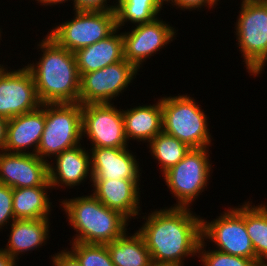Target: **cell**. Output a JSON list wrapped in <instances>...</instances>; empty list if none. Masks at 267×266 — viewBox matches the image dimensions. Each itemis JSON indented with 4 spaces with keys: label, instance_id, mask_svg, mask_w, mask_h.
<instances>
[{
    "label": "cell",
    "instance_id": "cell-1",
    "mask_svg": "<svg viewBox=\"0 0 267 266\" xmlns=\"http://www.w3.org/2000/svg\"><path fill=\"white\" fill-rule=\"evenodd\" d=\"M191 208L170 207L149 213L139 231L152 263L184 265V257L197 256L202 217Z\"/></svg>",
    "mask_w": 267,
    "mask_h": 266
},
{
    "label": "cell",
    "instance_id": "cell-2",
    "mask_svg": "<svg viewBox=\"0 0 267 266\" xmlns=\"http://www.w3.org/2000/svg\"><path fill=\"white\" fill-rule=\"evenodd\" d=\"M45 38V39H44ZM38 44L43 52L39 61L27 64L42 104L78 103L80 75L75 54L45 36Z\"/></svg>",
    "mask_w": 267,
    "mask_h": 266
},
{
    "label": "cell",
    "instance_id": "cell-3",
    "mask_svg": "<svg viewBox=\"0 0 267 266\" xmlns=\"http://www.w3.org/2000/svg\"><path fill=\"white\" fill-rule=\"evenodd\" d=\"M60 203L70 226L76 230L72 242L106 245L127 232L130 221L120 212L102 204L93 194L66 198Z\"/></svg>",
    "mask_w": 267,
    "mask_h": 266
},
{
    "label": "cell",
    "instance_id": "cell-4",
    "mask_svg": "<svg viewBox=\"0 0 267 266\" xmlns=\"http://www.w3.org/2000/svg\"><path fill=\"white\" fill-rule=\"evenodd\" d=\"M162 131L190 148H204L211 145L207 115L195 99L186 95L161 98Z\"/></svg>",
    "mask_w": 267,
    "mask_h": 266
},
{
    "label": "cell",
    "instance_id": "cell-5",
    "mask_svg": "<svg viewBox=\"0 0 267 266\" xmlns=\"http://www.w3.org/2000/svg\"><path fill=\"white\" fill-rule=\"evenodd\" d=\"M82 140V105L80 103L45 104V126L36 155L42 160L73 148ZM46 158V159H45Z\"/></svg>",
    "mask_w": 267,
    "mask_h": 266
},
{
    "label": "cell",
    "instance_id": "cell-6",
    "mask_svg": "<svg viewBox=\"0 0 267 266\" xmlns=\"http://www.w3.org/2000/svg\"><path fill=\"white\" fill-rule=\"evenodd\" d=\"M236 39L248 73L258 76L267 63V3L241 4Z\"/></svg>",
    "mask_w": 267,
    "mask_h": 266
},
{
    "label": "cell",
    "instance_id": "cell-7",
    "mask_svg": "<svg viewBox=\"0 0 267 266\" xmlns=\"http://www.w3.org/2000/svg\"><path fill=\"white\" fill-rule=\"evenodd\" d=\"M74 14L72 20L59 24L47 34L72 53L107 38L117 29L115 10H75Z\"/></svg>",
    "mask_w": 267,
    "mask_h": 266
},
{
    "label": "cell",
    "instance_id": "cell-8",
    "mask_svg": "<svg viewBox=\"0 0 267 266\" xmlns=\"http://www.w3.org/2000/svg\"><path fill=\"white\" fill-rule=\"evenodd\" d=\"M207 149L191 148L181 161L162 175L167 188L177 198L174 207H191L194 199L208 186L212 166Z\"/></svg>",
    "mask_w": 267,
    "mask_h": 266
},
{
    "label": "cell",
    "instance_id": "cell-9",
    "mask_svg": "<svg viewBox=\"0 0 267 266\" xmlns=\"http://www.w3.org/2000/svg\"><path fill=\"white\" fill-rule=\"evenodd\" d=\"M223 213L211 222L202 218V240L214 242L217 251L255 261V251L245 227V204Z\"/></svg>",
    "mask_w": 267,
    "mask_h": 266
},
{
    "label": "cell",
    "instance_id": "cell-10",
    "mask_svg": "<svg viewBox=\"0 0 267 266\" xmlns=\"http://www.w3.org/2000/svg\"><path fill=\"white\" fill-rule=\"evenodd\" d=\"M139 70L126 59L80 75L78 103H110L129 86Z\"/></svg>",
    "mask_w": 267,
    "mask_h": 266
},
{
    "label": "cell",
    "instance_id": "cell-11",
    "mask_svg": "<svg viewBox=\"0 0 267 266\" xmlns=\"http://www.w3.org/2000/svg\"><path fill=\"white\" fill-rule=\"evenodd\" d=\"M93 147L127 148L124 118L121 109L111 103L82 105V138Z\"/></svg>",
    "mask_w": 267,
    "mask_h": 266
},
{
    "label": "cell",
    "instance_id": "cell-12",
    "mask_svg": "<svg viewBox=\"0 0 267 266\" xmlns=\"http://www.w3.org/2000/svg\"><path fill=\"white\" fill-rule=\"evenodd\" d=\"M41 105L30 70L25 66L10 71L0 64V116L8 120Z\"/></svg>",
    "mask_w": 267,
    "mask_h": 266
},
{
    "label": "cell",
    "instance_id": "cell-13",
    "mask_svg": "<svg viewBox=\"0 0 267 266\" xmlns=\"http://www.w3.org/2000/svg\"><path fill=\"white\" fill-rule=\"evenodd\" d=\"M131 32H123L124 59L140 69L142 63L173 41L175 28L156 18L151 22L133 27ZM150 56V57H149Z\"/></svg>",
    "mask_w": 267,
    "mask_h": 266
},
{
    "label": "cell",
    "instance_id": "cell-14",
    "mask_svg": "<svg viewBox=\"0 0 267 266\" xmlns=\"http://www.w3.org/2000/svg\"><path fill=\"white\" fill-rule=\"evenodd\" d=\"M49 162L32 153H0V183L12 189L51 185Z\"/></svg>",
    "mask_w": 267,
    "mask_h": 266
},
{
    "label": "cell",
    "instance_id": "cell-15",
    "mask_svg": "<svg viewBox=\"0 0 267 266\" xmlns=\"http://www.w3.org/2000/svg\"><path fill=\"white\" fill-rule=\"evenodd\" d=\"M140 179H92L93 195L108 208L120 212L128 220L141 211ZM140 208V209H139Z\"/></svg>",
    "mask_w": 267,
    "mask_h": 266
},
{
    "label": "cell",
    "instance_id": "cell-16",
    "mask_svg": "<svg viewBox=\"0 0 267 266\" xmlns=\"http://www.w3.org/2000/svg\"><path fill=\"white\" fill-rule=\"evenodd\" d=\"M45 126V104L7 120L4 151L36 155ZM32 152L26 149H32Z\"/></svg>",
    "mask_w": 267,
    "mask_h": 266
},
{
    "label": "cell",
    "instance_id": "cell-17",
    "mask_svg": "<svg viewBox=\"0 0 267 266\" xmlns=\"http://www.w3.org/2000/svg\"><path fill=\"white\" fill-rule=\"evenodd\" d=\"M127 148L92 147V179H140L139 163Z\"/></svg>",
    "mask_w": 267,
    "mask_h": 266
},
{
    "label": "cell",
    "instance_id": "cell-18",
    "mask_svg": "<svg viewBox=\"0 0 267 266\" xmlns=\"http://www.w3.org/2000/svg\"><path fill=\"white\" fill-rule=\"evenodd\" d=\"M86 151L79 144L54 157L56 165L53 166L49 162V182L52 188L62 187V185L71 188L79 186L88 178L87 176L91 177L92 183L91 156Z\"/></svg>",
    "mask_w": 267,
    "mask_h": 266
},
{
    "label": "cell",
    "instance_id": "cell-19",
    "mask_svg": "<svg viewBox=\"0 0 267 266\" xmlns=\"http://www.w3.org/2000/svg\"><path fill=\"white\" fill-rule=\"evenodd\" d=\"M118 31L117 28L107 38L74 52L79 75L124 60L123 37Z\"/></svg>",
    "mask_w": 267,
    "mask_h": 266
},
{
    "label": "cell",
    "instance_id": "cell-20",
    "mask_svg": "<svg viewBox=\"0 0 267 266\" xmlns=\"http://www.w3.org/2000/svg\"><path fill=\"white\" fill-rule=\"evenodd\" d=\"M49 218L46 219H16L11 224V231L6 248H2L11 258L19 259L25 254L46 244L49 238Z\"/></svg>",
    "mask_w": 267,
    "mask_h": 266
},
{
    "label": "cell",
    "instance_id": "cell-21",
    "mask_svg": "<svg viewBox=\"0 0 267 266\" xmlns=\"http://www.w3.org/2000/svg\"><path fill=\"white\" fill-rule=\"evenodd\" d=\"M122 114L127 141L132 138L149 143L162 132L161 99L153 105H139L125 111L122 109Z\"/></svg>",
    "mask_w": 267,
    "mask_h": 266
},
{
    "label": "cell",
    "instance_id": "cell-22",
    "mask_svg": "<svg viewBox=\"0 0 267 266\" xmlns=\"http://www.w3.org/2000/svg\"><path fill=\"white\" fill-rule=\"evenodd\" d=\"M51 185L13 189V212L15 219H46L50 216L52 202L48 194Z\"/></svg>",
    "mask_w": 267,
    "mask_h": 266
},
{
    "label": "cell",
    "instance_id": "cell-23",
    "mask_svg": "<svg viewBox=\"0 0 267 266\" xmlns=\"http://www.w3.org/2000/svg\"><path fill=\"white\" fill-rule=\"evenodd\" d=\"M110 258L115 266H151L150 252L143 237L135 232L125 233L120 238L106 244Z\"/></svg>",
    "mask_w": 267,
    "mask_h": 266
},
{
    "label": "cell",
    "instance_id": "cell-24",
    "mask_svg": "<svg viewBox=\"0 0 267 266\" xmlns=\"http://www.w3.org/2000/svg\"><path fill=\"white\" fill-rule=\"evenodd\" d=\"M245 203V227L260 265L267 259V205Z\"/></svg>",
    "mask_w": 267,
    "mask_h": 266
},
{
    "label": "cell",
    "instance_id": "cell-25",
    "mask_svg": "<svg viewBox=\"0 0 267 266\" xmlns=\"http://www.w3.org/2000/svg\"><path fill=\"white\" fill-rule=\"evenodd\" d=\"M116 1V22L117 28L120 30L127 22H131L134 25L151 22L158 17L162 9L156 0Z\"/></svg>",
    "mask_w": 267,
    "mask_h": 266
},
{
    "label": "cell",
    "instance_id": "cell-26",
    "mask_svg": "<svg viewBox=\"0 0 267 266\" xmlns=\"http://www.w3.org/2000/svg\"><path fill=\"white\" fill-rule=\"evenodd\" d=\"M149 148L153 158L161 166L162 174L181 161L191 149L184 142L163 131L149 142Z\"/></svg>",
    "mask_w": 267,
    "mask_h": 266
},
{
    "label": "cell",
    "instance_id": "cell-27",
    "mask_svg": "<svg viewBox=\"0 0 267 266\" xmlns=\"http://www.w3.org/2000/svg\"><path fill=\"white\" fill-rule=\"evenodd\" d=\"M70 243V251L77 257L81 266H115L106 245L71 241Z\"/></svg>",
    "mask_w": 267,
    "mask_h": 266
},
{
    "label": "cell",
    "instance_id": "cell-28",
    "mask_svg": "<svg viewBox=\"0 0 267 266\" xmlns=\"http://www.w3.org/2000/svg\"><path fill=\"white\" fill-rule=\"evenodd\" d=\"M205 241L201 239L198 247V256L203 266H261L257 261L240 256L226 254L217 250L205 249Z\"/></svg>",
    "mask_w": 267,
    "mask_h": 266
},
{
    "label": "cell",
    "instance_id": "cell-29",
    "mask_svg": "<svg viewBox=\"0 0 267 266\" xmlns=\"http://www.w3.org/2000/svg\"><path fill=\"white\" fill-rule=\"evenodd\" d=\"M12 200L13 189L0 183V229H3L5 225L7 226V223H12L16 220L13 212Z\"/></svg>",
    "mask_w": 267,
    "mask_h": 266
},
{
    "label": "cell",
    "instance_id": "cell-30",
    "mask_svg": "<svg viewBox=\"0 0 267 266\" xmlns=\"http://www.w3.org/2000/svg\"><path fill=\"white\" fill-rule=\"evenodd\" d=\"M73 5L77 11H107L116 7V4H107V0H73Z\"/></svg>",
    "mask_w": 267,
    "mask_h": 266
},
{
    "label": "cell",
    "instance_id": "cell-31",
    "mask_svg": "<svg viewBox=\"0 0 267 266\" xmlns=\"http://www.w3.org/2000/svg\"><path fill=\"white\" fill-rule=\"evenodd\" d=\"M220 0H173V3L171 5H174L178 8H181L182 10H196V8L199 10L201 7H205L208 5V8L211 9L214 8L217 2Z\"/></svg>",
    "mask_w": 267,
    "mask_h": 266
},
{
    "label": "cell",
    "instance_id": "cell-32",
    "mask_svg": "<svg viewBox=\"0 0 267 266\" xmlns=\"http://www.w3.org/2000/svg\"><path fill=\"white\" fill-rule=\"evenodd\" d=\"M51 257L53 266H81L77 257L71 251H67V249Z\"/></svg>",
    "mask_w": 267,
    "mask_h": 266
},
{
    "label": "cell",
    "instance_id": "cell-33",
    "mask_svg": "<svg viewBox=\"0 0 267 266\" xmlns=\"http://www.w3.org/2000/svg\"><path fill=\"white\" fill-rule=\"evenodd\" d=\"M6 125H7V119L0 116V153L4 151V147H5Z\"/></svg>",
    "mask_w": 267,
    "mask_h": 266
},
{
    "label": "cell",
    "instance_id": "cell-34",
    "mask_svg": "<svg viewBox=\"0 0 267 266\" xmlns=\"http://www.w3.org/2000/svg\"><path fill=\"white\" fill-rule=\"evenodd\" d=\"M16 259L11 258L5 251L0 248V266H16Z\"/></svg>",
    "mask_w": 267,
    "mask_h": 266
},
{
    "label": "cell",
    "instance_id": "cell-35",
    "mask_svg": "<svg viewBox=\"0 0 267 266\" xmlns=\"http://www.w3.org/2000/svg\"><path fill=\"white\" fill-rule=\"evenodd\" d=\"M36 1H38V3H41L42 5H44V6H48V5H56V4H63V3H65L66 1H68V0H36ZM73 1V0H72Z\"/></svg>",
    "mask_w": 267,
    "mask_h": 266
},
{
    "label": "cell",
    "instance_id": "cell-36",
    "mask_svg": "<svg viewBox=\"0 0 267 266\" xmlns=\"http://www.w3.org/2000/svg\"><path fill=\"white\" fill-rule=\"evenodd\" d=\"M157 1V3L162 7L163 5H165V4H163V3H165L166 2V4L169 2L170 4H172L173 3V0H156ZM171 1V2H170Z\"/></svg>",
    "mask_w": 267,
    "mask_h": 266
},
{
    "label": "cell",
    "instance_id": "cell-37",
    "mask_svg": "<svg viewBox=\"0 0 267 266\" xmlns=\"http://www.w3.org/2000/svg\"><path fill=\"white\" fill-rule=\"evenodd\" d=\"M151 266H184V265H179V264H156V263H152Z\"/></svg>",
    "mask_w": 267,
    "mask_h": 266
},
{
    "label": "cell",
    "instance_id": "cell-38",
    "mask_svg": "<svg viewBox=\"0 0 267 266\" xmlns=\"http://www.w3.org/2000/svg\"><path fill=\"white\" fill-rule=\"evenodd\" d=\"M243 3H255V2H265V0H241Z\"/></svg>",
    "mask_w": 267,
    "mask_h": 266
},
{
    "label": "cell",
    "instance_id": "cell-39",
    "mask_svg": "<svg viewBox=\"0 0 267 266\" xmlns=\"http://www.w3.org/2000/svg\"><path fill=\"white\" fill-rule=\"evenodd\" d=\"M267 259L263 261V263H261V266H267Z\"/></svg>",
    "mask_w": 267,
    "mask_h": 266
}]
</instances>
